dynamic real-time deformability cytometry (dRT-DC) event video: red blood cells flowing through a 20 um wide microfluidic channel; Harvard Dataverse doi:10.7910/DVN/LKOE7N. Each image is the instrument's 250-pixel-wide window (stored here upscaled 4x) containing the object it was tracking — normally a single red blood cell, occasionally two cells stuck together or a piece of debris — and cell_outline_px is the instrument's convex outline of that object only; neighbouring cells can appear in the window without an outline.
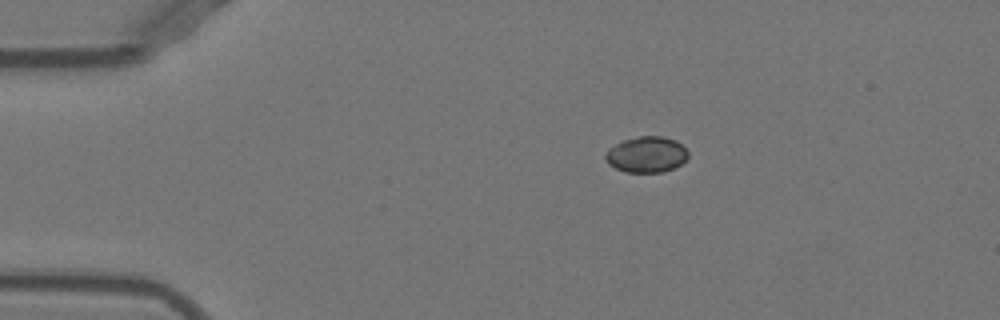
{"species": "Egyptian fruit bat (a non-hibernating species)", "species_latin": "Rousettus aegyptiacus", "temperature_condition": "warm", "stored_images_in_passage": 43, "camera_frame_rate_fps": 3000, "um_per_image_px": 0.085, "animal": {"sex": "female"}, "frame": {"image": 1, "passage_image": 1, "time_ms": 0.0, "image_size_px": [1000, 320], "cell_outline_px": [[688, 156], [680, 164], [672, 168], [660, 172], [624, 172], [608, 164], [604, 160], [604, 156], [608, 148], [624, 140], [640, 136], [664, 136], [676, 140], [688, 152]], "centroid_in_image_um": [54.91, 13.13], "position_along_channel_um": 30.1, "area_um2": 17.22}}
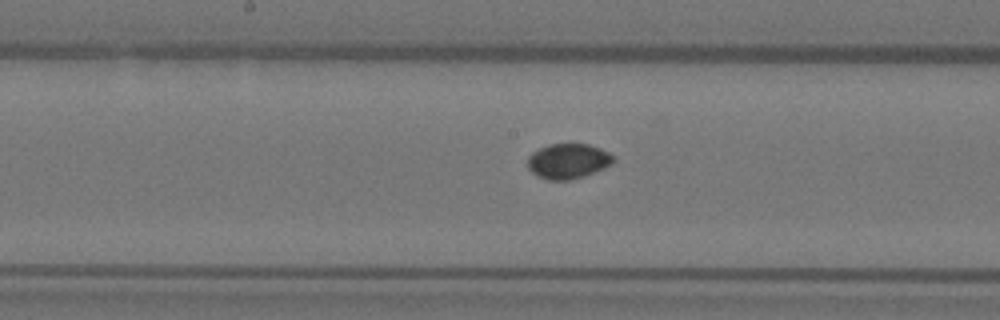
{"frame": {"image": 2, "passage_image": 18, "time_ms": 5.667, "image_size_px": [1000, 320], "cell_outline_px": [[616, 160], [612, 164], [604, 168], [584, 176], [568, 180], [548, 180], [536, 176], [528, 168], [528, 156], [532, 152], [548, 144], [588, 144], [600, 148], [608, 152]], "centroid_in_image_um": [48.28, 13.7], "position_along_channel_um": 199.9, "area_um2": 17.57}}
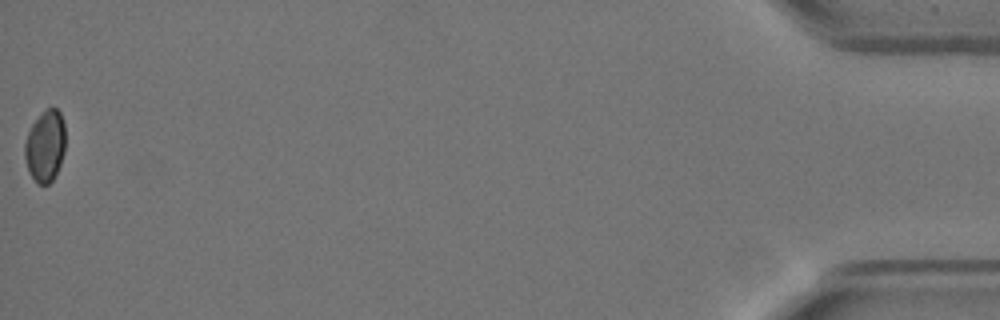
{"frame": {"image": 3, "passage_image": 43, "time_ms": 14.0, "image_size_px": [1000, 320], "cell_outline_px": [[64, 152], [60, 164], [52, 180], [48, 184], [36, 184], [28, 172], [24, 156], [24, 144], [28, 132], [32, 124], [44, 108], [56, 108], [60, 112], [64, 124]], "centroid_in_image_um": [3.82, 12.41], "position_along_channel_um": 431.4, "area_um2": 17.05}}